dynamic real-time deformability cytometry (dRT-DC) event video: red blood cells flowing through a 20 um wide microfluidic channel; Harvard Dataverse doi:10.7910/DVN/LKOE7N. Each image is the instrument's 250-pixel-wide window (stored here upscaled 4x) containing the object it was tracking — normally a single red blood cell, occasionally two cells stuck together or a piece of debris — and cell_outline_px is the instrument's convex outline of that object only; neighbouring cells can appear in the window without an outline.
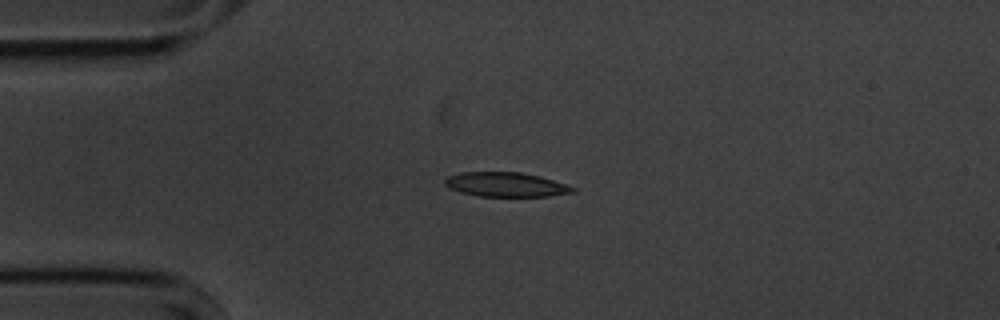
{"species": "common noctule bat (a hibernating species)", "species_latin": "Nyctalus noctula", "temperature_condition": "cold", "stored_images_in_passage": 43, "camera_frame_rate_fps": 3000, "um_per_image_px": 0.085, "animal": {"sex": "male", "body_mass_g": 20.1, "forearm_length_mm": 53.5}, "frame": {"image": 1, "passage_image": 1, "time_ms": 0.0, "image_size_px": [1000, 320], "cell_outline_px": [[576, 192], [548, 196], [480, 196], [460, 192], [448, 188], [444, 184], [444, 180], [448, 176], [460, 172], [520, 172], [540, 176], [576, 188]], "centroid_in_image_um": [42.97, 15.68], "position_along_channel_um": 42.0, "area_um2": 18.15}}
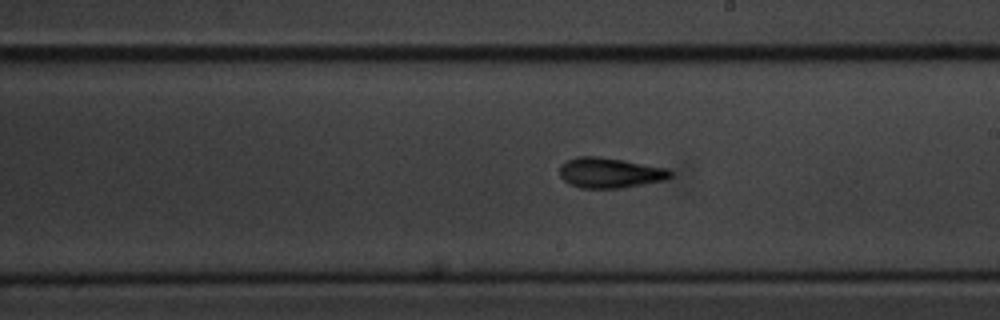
{"frame": {"image": 2, "passage_image": 19, "time_ms": 6.0, "image_size_px": [1000, 320], "cell_outline_px": [[672, 176], [664, 180], [644, 184], [620, 188], [580, 188], [568, 184], [560, 176], [560, 164], [576, 156], [600, 156], [668, 168], [672, 172]], "centroid_in_image_um": [51.82, 14.68], "position_along_channel_um": 237.2, "area_um2": 19.65}}
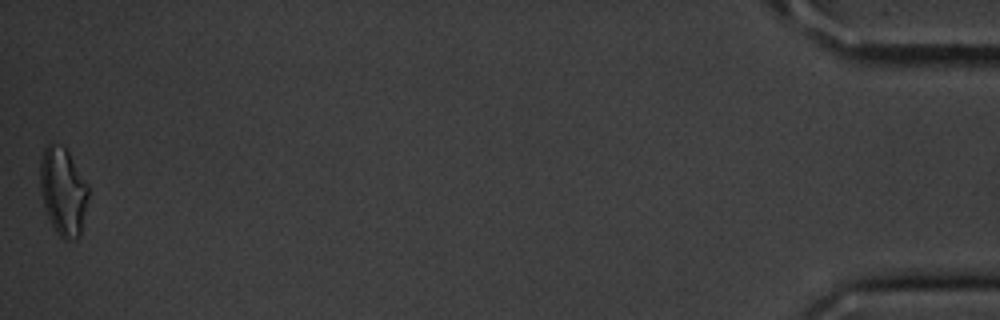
{"frame": {"image": 3, "passage_image": 43, "time_ms": 14.0, "image_size_px": [1000, 320], "cell_outline_px": [[88, 196], [80, 236], [76, 240], [64, 240], [56, 232], [48, 216], [40, 192], [40, 160], [44, 148], [52, 140], [64, 148], [68, 152], [88, 184]], "centroid_in_image_um": [5.35, 16.26], "position_along_channel_um": 429.8, "area_um2": 24.68}, "authors_computed_cell_mechanics": {"area_um2": 19.1318, "velocity_mm_per_s": 3.5899, "shape_relaxation_time_tau1_ms": 3.6591, "shape_relaxation_time_tau2_ms": 2.4502, "deformation_change_tau1": 0.1304, "deformation_change_tau2": 0.1096}}